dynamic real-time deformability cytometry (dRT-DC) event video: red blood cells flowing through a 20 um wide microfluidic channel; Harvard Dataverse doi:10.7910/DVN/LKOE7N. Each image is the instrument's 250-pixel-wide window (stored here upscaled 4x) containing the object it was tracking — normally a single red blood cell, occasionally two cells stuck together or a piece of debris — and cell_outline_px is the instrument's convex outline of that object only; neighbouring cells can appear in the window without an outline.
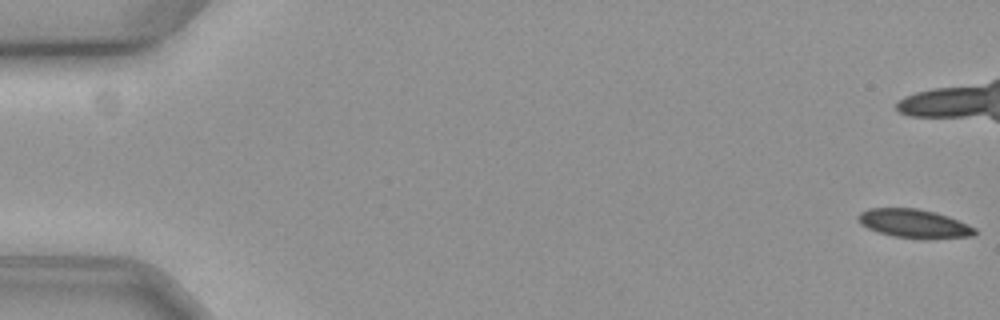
{"species": "common noctule bat (a hibernating species)", "species_latin": "Nyctalus noctula", "temperature_condition": "cold", "stored_images_in_passage": 9, "camera_frame_rate_fps": 3000, "um_per_image_px": 0.085, "animal": {"sex": "female", "body_mass_g": 19.3, "forearm_length_mm": 54.1}, "frame": {"image": 1, "passage_image": 1, "time_ms": 0.0, "image_size_px": [1000, 320], "cell_outline_px": [[976, 232], [972, 236], [896, 236], [880, 232], [868, 228], [860, 220], [860, 212], [868, 208], [916, 208], [936, 212], [948, 216], [968, 224], [976, 228]], "centroid_in_image_um": [77.69, 18.94], "position_along_channel_um": 7.3, "area_um2": 18.26}}